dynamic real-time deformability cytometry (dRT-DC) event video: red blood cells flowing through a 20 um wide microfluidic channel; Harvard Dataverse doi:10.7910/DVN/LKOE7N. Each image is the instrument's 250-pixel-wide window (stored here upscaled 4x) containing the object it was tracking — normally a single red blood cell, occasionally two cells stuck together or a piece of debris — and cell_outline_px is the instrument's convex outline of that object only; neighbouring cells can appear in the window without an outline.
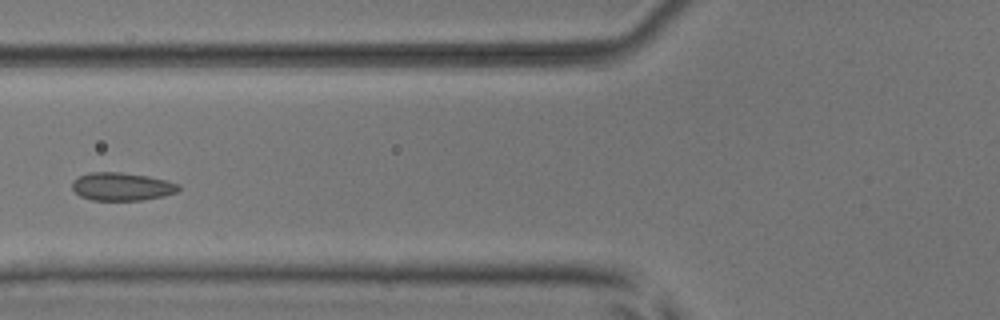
{"species": "common noctule bat (a hibernating species)", "species_latin": "Nyctalus noctula", "temperature_condition": "room temperature", "stored_images_in_passage": 5, "camera_frame_rate_fps": 3000, "um_per_image_px": 0.085, "animal": {"sex": "male", "body_mass_g": 17.9, "forearm_length_mm": 54.2}, "frame": {"image": 1, "passage_image": 5, "time_ms": 4.667, "image_size_px": [1000, 320], "cell_outline_px": [[180, 188], [176, 192], [164, 196], [140, 200], [92, 200], [80, 196], [72, 188], [72, 180], [88, 172], [120, 172], [148, 176], [168, 180], [180, 184]], "centroid_in_image_um": [10.36, 15.85], "position_along_channel_um": 115.4, "area_um2": 17.46}}